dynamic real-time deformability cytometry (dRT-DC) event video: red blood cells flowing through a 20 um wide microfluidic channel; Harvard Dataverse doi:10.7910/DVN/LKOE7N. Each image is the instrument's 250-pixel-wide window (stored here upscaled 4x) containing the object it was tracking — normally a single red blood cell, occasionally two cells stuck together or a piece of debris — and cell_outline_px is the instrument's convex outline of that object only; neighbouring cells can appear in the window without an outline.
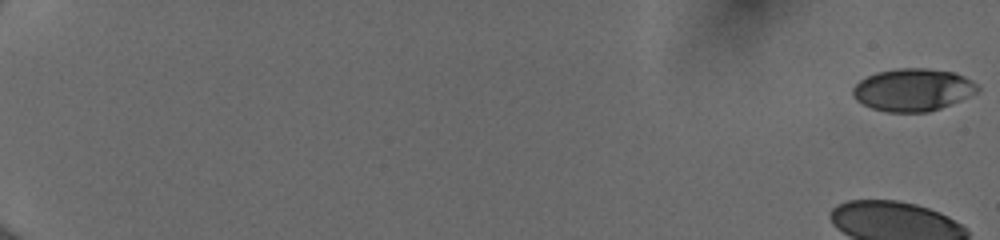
{"species": "human", "species_latin": "Homo sapiens", "temperature_condition": "cold", "stored_images_in_passage": 54, "camera_frame_rate_fps": 3000, "um_per_image_px": 0.085, "donor": {"sex": "female"}, "frame": {"image": 1, "passage_image": 1, "time_ms": 0.0, "image_size_px": [1000, 240], "cell_outline_px": [[980, 88], [976, 92], [960, 100], [940, 108], [928, 112], [888, 112], [872, 108], [856, 100], [852, 96], [852, 88], [860, 80], [876, 72], [896, 68], [928, 68], [956, 72], [972, 80]], "centroid_in_image_um": [77.58, 7.62], "position_along_channel_um": 7.4, "area_um2": 30.92}}